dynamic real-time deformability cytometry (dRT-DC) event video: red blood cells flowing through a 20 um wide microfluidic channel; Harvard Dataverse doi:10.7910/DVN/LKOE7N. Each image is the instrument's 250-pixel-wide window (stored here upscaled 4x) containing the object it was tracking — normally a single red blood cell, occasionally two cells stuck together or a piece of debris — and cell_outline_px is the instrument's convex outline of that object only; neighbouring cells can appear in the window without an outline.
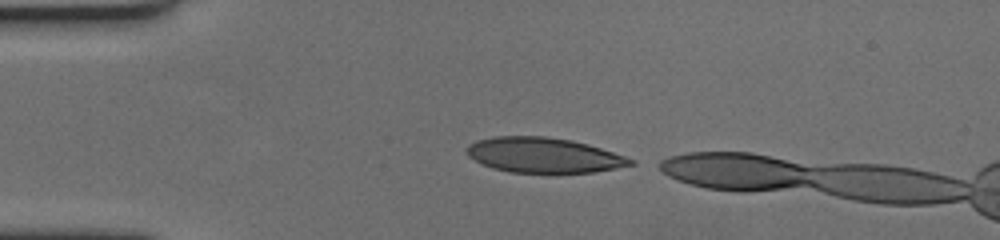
{"species": "human", "species_latin": "Homo sapiens", "temperature_condition": "cold", "stored_images_in_passage": 36, "camera_frame_rate_fps": 3000, "um_per_image_px": 0.085, "donor": {"sex": "female"}, "frame": {"image": 1, "passage_image": 1, "time_ms": 0.0, "image_size_px": [1000, 240], "cell_outline_px": [[636, 164], [616, 168], [592, 172], [512, 172], [492, 168], [468, 156], [468, 144], [476, 140], [492, 136], [544, 136], [572, 140], [588, 144], [636, 160]], "centroid_in_image_um": [46.22, 13.17], "position_along_channel_um": 38.8, "area_um2": 33.23}}
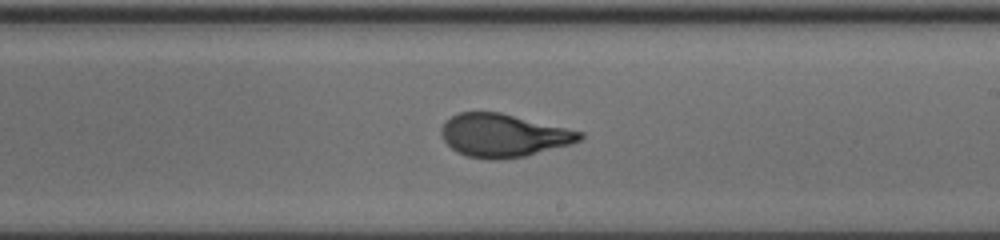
{"frame": {"image": 2, "passage_image": 22, "time_ms": 7.0, "image_size_px": [1000, 240], "cell_outline_px": [[584, 136], [580, 140], [572, 144], [524, 156], [500, 160], [492, 160], [468, 156], [456, 152], [444, 140], [440, 132], [440, 128], [444, 120], [460, 112], [500, 112], [584, 132]], "centroid_in_image_um": [42.78, 11.51], "position_along_channel_um": 246.2, "area_um2": 34.8}}
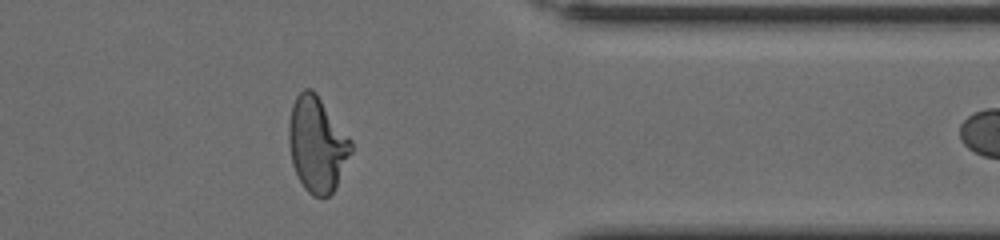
{"frame": {"image": 3, "passage_image": 35, "time_ms": 11.333, "image_size_px": [1000, 240], "cell_outline_px": [[352, 152], [336, 188], [328, 196], [312, 196], [304, 188], [292, 164], [288, 144], [288, 124], [292, 104], [296, 96], [304, 88], [312, 88], [316, 92], [352, 140]], "centroid_in_image_um": [26.95, 12.25], "position_along_channel_um": 384.5, "area_um2": 34.85}}